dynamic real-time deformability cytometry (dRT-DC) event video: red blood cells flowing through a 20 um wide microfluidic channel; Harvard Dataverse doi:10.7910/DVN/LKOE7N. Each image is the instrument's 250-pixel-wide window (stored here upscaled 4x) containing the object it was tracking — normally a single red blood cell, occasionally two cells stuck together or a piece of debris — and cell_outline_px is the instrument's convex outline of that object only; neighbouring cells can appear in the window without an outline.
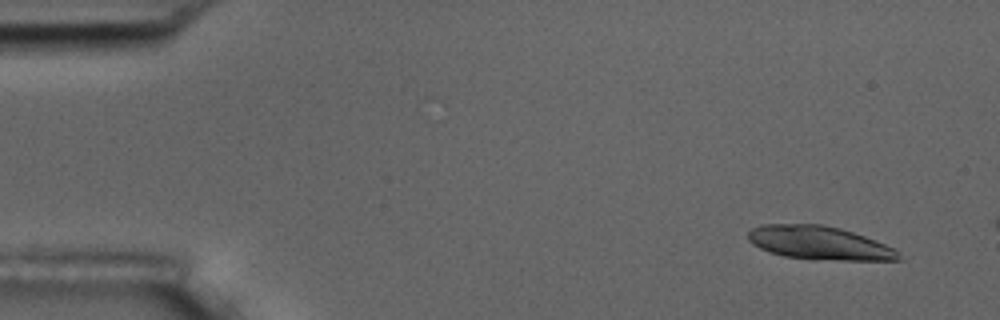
{"species": "common noctule bat (a hibernating species)", "species_latin": "Nyctalus noctula", "temperature_condition": "room temperature", "stored_images_in_passage": 3, "camera_frame_rate_fps": 3000, "um_per_image_px": 0.085, "animal": {"sex": "male", "body_mass_g": 17.5, "forearm_length_mm": 52.3}, "frame": {"image": 1, "passage_image": 1, "time_ms": 0.0, "image_size_px": [1000, 320], "cell_outline_px": [[904, 260], [812, 260], [784, 256], [768, 252], [752, 244], [748, 240], [748, 232], [752, 228], [760, 224], [820, 224], [840, 228], [864, 236], [896, 248], [900, 252]], "centroid_in_image_um": [69.65, 20.66], "position_along_channel_um": 15.3, "area_um2": 29.77}}